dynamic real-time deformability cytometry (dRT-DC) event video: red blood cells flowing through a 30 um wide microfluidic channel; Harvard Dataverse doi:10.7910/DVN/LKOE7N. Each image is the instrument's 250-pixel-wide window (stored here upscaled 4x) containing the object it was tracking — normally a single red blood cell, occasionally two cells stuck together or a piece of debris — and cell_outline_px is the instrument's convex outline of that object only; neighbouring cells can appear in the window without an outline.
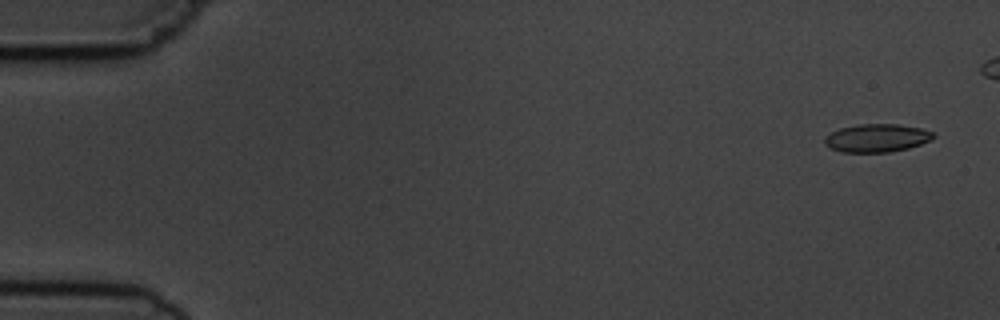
{"species": "common noctule bat (a hibernating species)", "species_latin": "Nyctalus noctula", "temperature_condition": "cold", "stored_images_in_passage": 6, "camera_frame_rate_fps": 3000, "um_per_image_px": 0.085, "animal": {"sex": "male", "body_mass_g": 19.5, "forearm_length_mm": 54.6}, "frame": {"image": 1, "passage_image": 1, "time_ms": 0.0, "image_size_px": [1000, 320], "cell_outline_px": [[936, 136], [932, 140], [908, 148], [888, 152], [840, 152], [824, 144], [824, 136], [840, 128], [856, 124], [896, 124], [920, 128], [932, 132]], "centroid_in_image_um": [74.51, 11.73], "position_along_channel_um": 10.5, "area_um2": 17.8}}